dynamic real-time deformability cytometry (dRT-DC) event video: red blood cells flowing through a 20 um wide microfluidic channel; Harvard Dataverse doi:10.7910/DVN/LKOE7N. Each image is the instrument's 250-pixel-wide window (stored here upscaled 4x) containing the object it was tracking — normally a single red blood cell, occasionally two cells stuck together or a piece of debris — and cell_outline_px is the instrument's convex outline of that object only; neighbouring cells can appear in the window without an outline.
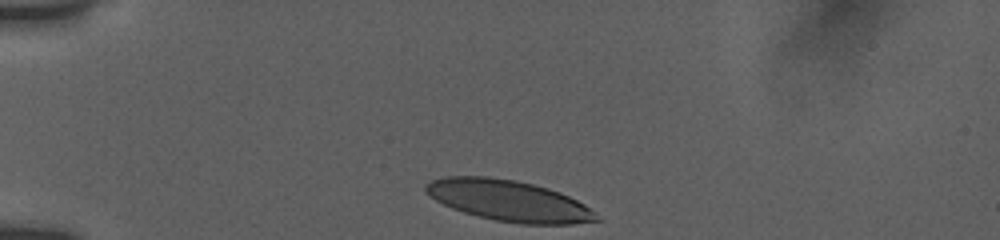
{"species": "human", "species_latin": "Homo sapiens", "temperature_condition": "room temperature", "stored_images_in_passage": 47, "camera_frame_rate_fps": 3000, "um_per_image_px": 0.085, "donor": {"sex": "female"}, "frame": {"image": 1, "passage_image": 1, "time_ms": 0.0, "image_size_px": [1000, 240], "cell_outline_px": [[604, 220], [572, 224], [520, 224], [496, 220], [464, 212], [452, 208], [436, 200], [424, 188], [424, 184], [432, 180], [444, 176], [488, 176], [516, 180], [548, 188], [560, 192], [584, 204]], "centroid_in_image_um": [43.27, 17.05], "position_along_channel_um": 41.7, "area_um2": 40.63}}
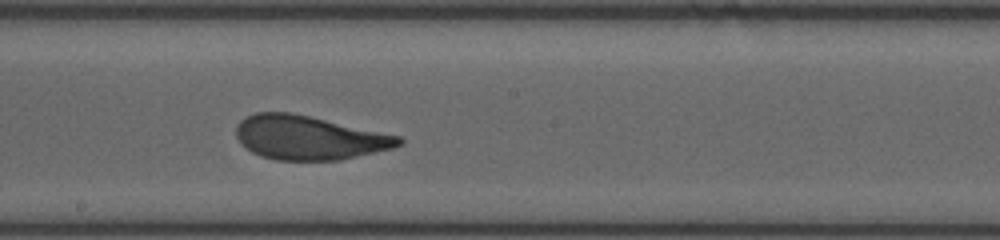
{"frame": {"image": 2, "passage_image": 20, "time_ms": 6.0, "image_size_px": [1000, 240], "cell_outline_px": [[404, 144], [392, 148], [340, 160], [276, 160], [260, 156], [252, 152], [240, 144], [236, 136], [236, 128], [240, 120], [256, 112], [288, 112], [308, 116], [400, 136], [404, 140]], "centroid_in_image_um": [26.24, 11.71], "position_along_channel_um": 222.0, "area_um2": 41.44}}
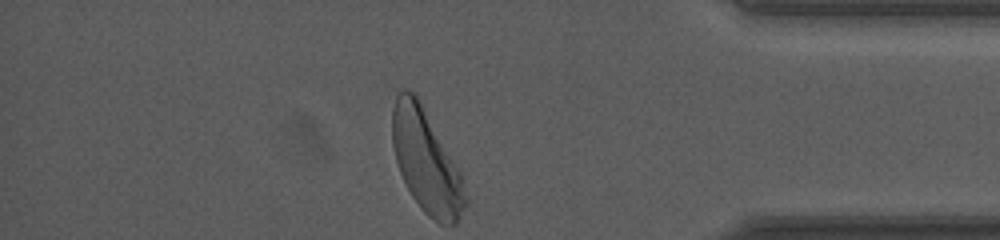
{"frame": {"image": 3, "passage_image": 46, "time_ms": 11.333, "image_size_px": [1000, 240], "cell_outline_px": [[468, 204], [456, 224], [440, 224], [428, 216], [420, 208], [412, 196], [400, 172], [396, 160], [392, 144], [392, 108], [396, 96], [404, 88], [408, 88], [416, 96], [460, 172], [468, 200]], "centroid_in_image_um": [36.22, 13.76], "position_along_channel_um": 399.0, "area_um2": 43.12}, "authors_computed_cell_mechanics": {"area_um2": 41.5004, "velocity_mm_per_s": 3.7573, "shape_relaxation_time_tau1_ms": 3.0868, "shape_relaxation_time_tau2_ms": 0.884, "deformation_change_tau1": 0.1593, "deformation_change_tau2": 0.0812}}